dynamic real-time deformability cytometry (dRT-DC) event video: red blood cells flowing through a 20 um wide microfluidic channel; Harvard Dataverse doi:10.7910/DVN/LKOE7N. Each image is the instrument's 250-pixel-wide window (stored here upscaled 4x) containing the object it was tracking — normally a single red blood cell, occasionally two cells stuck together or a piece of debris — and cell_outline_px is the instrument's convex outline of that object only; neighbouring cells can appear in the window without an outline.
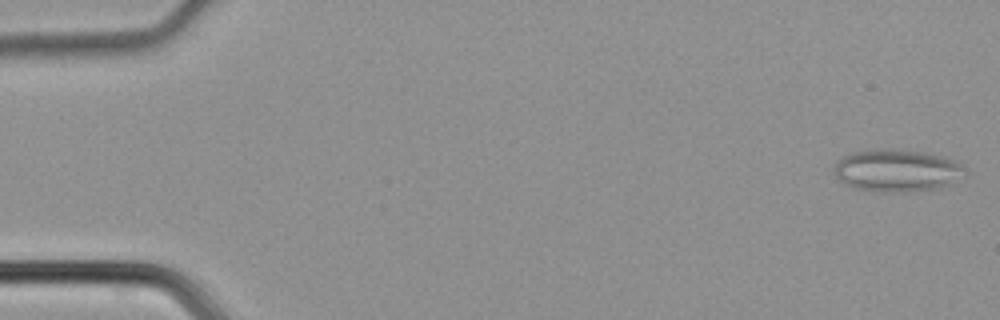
{"species": "common noctule bat (a hibernating species)", "species_latin": "Nyctalus noctula", "temperature_condition": "cold", "stored_images_in_passage": 42, "camera_frame_rate_fps": 3000, "um_per_image_px": 0.085, "animal": {"sex": "male", "body_mass_g": 21.5, "forearm_length_mm": 52.0}, "frame": {"image": 1, "passage_image": 1, "time_ms": 0.0, "image_size_px": [1000, 320], "cell_outline_px": [[968, 172], [964, 176], [948, 184], [932, 188], [908, 192], [880, 192], [856, 188], [844, 184], [836, 176], [832, 168], [836, 160], [852, 152], [880, 148], [892, 148], [920, 152], [944, 156], [964, 164]], "centroid_in_image_um": [76.23, 14.48], "position_along_channel_um": 8.8, "area_um2": 32.6}}
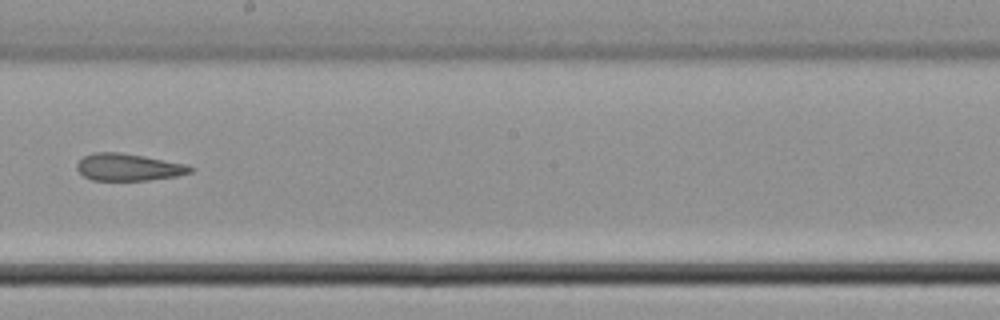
{"frame": {"image": 2, "passage_image": 26, "time_ms": 8.333, "image_size_px": [1000, 320], "cell_outline_px": [[196, 168], [192, 172], [176, 176], [148, 180], [92, 180], [84, 176], [76, 168], [76, 164], [84, 156], [92, 152], [120, 152], [144, 156], [188, 164]], "centroid_in_image_um": [10.95, 14.2], "position_along_channel_um": 237.3, "area_um2": 18.03}}
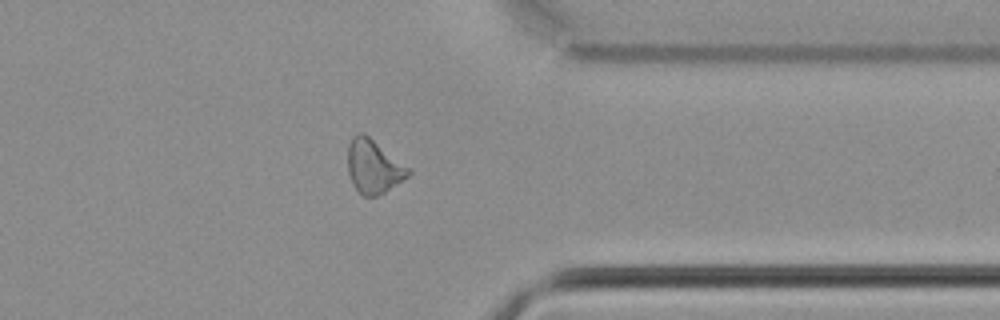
{"frame": {"image": 3, "passage_image": 36, "time_ms": 11.667, "image_size_px": [1000, 320], "cell_outline_px": [[412, 172], [408, 176], [384, 192], [376, 196], [364, 196], [352, 184], [348, 172], [348, 144], [352, 136], [356, 132], [364, 132], [412, 168]], "centroid_in_image_um": [31.76, 14.11], "position_along_channel_um": 379.6, "area_um2": 19.19}}